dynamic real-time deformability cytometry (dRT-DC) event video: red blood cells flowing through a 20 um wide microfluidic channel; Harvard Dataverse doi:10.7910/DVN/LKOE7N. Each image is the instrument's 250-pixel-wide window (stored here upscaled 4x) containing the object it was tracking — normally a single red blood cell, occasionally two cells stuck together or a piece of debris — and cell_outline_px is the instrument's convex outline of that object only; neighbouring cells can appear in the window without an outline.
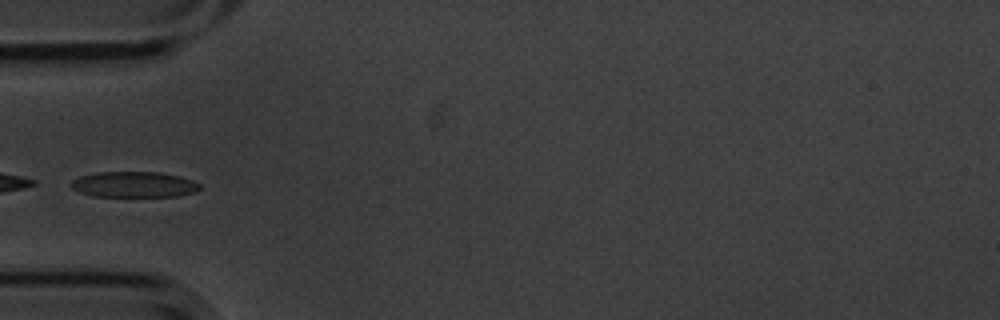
{"species": "common noctule bat (a hibernating species)", "species_latin": "Nyctalus noctula", "temperature_condition": "cold", "stored_images_in_passage": 31, "camera_frame_rate_fps": 3000, "um_per_image_px": 0.085, "animal": {"sex": "male", "body_mass_g": 20.1, "forearm_length_mm": 53.5}, "frame": {"image": 1, "passage_image": 1, "time_ms": 0.0, "image_size_px": [1000, 320], "cell_outline_px": [[200, 188], [196, 192], [180, 196], [92, 196], [80, 192], [72, 188], [68, 184], [72, 180], [80, 176], [96, 172], [160, 172], [180, 176], [192, 180], [200, 184]], "centroid_in_image_um": [11.38, 15.68], "position_along_channel_um": 73.6, "area_um2": 19.42}}
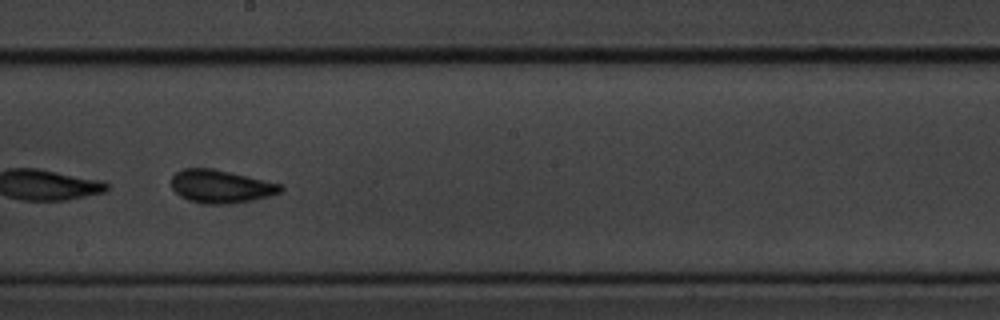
{"frame": {"image": 2, "passage_image": 14, "time_ms": 4.333, "image_size_px": [1000, 320], "cell_outline_px": [[284, 188], [280, 192], [268, 196], [252, 200], [232, 204], [204, 204], [188, 200], [180, 196], [172, 188], [172, 176], [176, 172], [184, 168], [212, 168], [284, 184]], "centroid_in_image_um": [18.78, 15.85], "position_along_channel_um": 229.4, "area_um2": 21.15}}
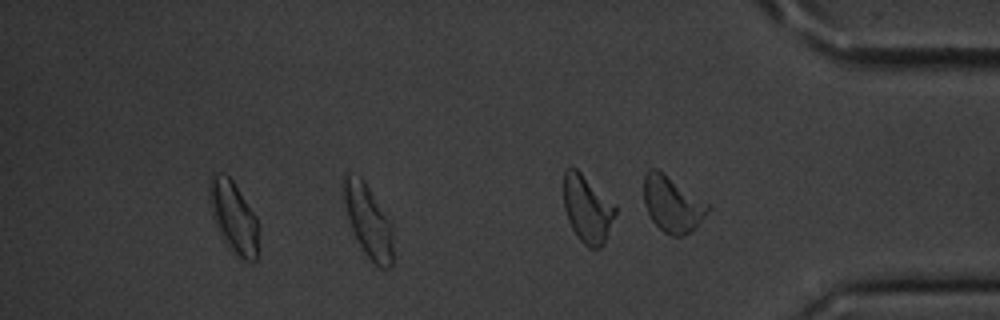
{"frame": {"image": 3, "passage_image": 27, "time_ms": 8.667, "image_size_px": [1000, 320], "cell_outline_px": [[392, 268], [380, 268], [364, 252], [352, 228], [340, 192], [340, 180], [344, 172], [348, 172], [360, 176], [364, 180], [392, 224]], "centroid_in_image_um": [31.25, 18.68], "position_along_channel_um": 404.0, "area_um2": 21.15}}